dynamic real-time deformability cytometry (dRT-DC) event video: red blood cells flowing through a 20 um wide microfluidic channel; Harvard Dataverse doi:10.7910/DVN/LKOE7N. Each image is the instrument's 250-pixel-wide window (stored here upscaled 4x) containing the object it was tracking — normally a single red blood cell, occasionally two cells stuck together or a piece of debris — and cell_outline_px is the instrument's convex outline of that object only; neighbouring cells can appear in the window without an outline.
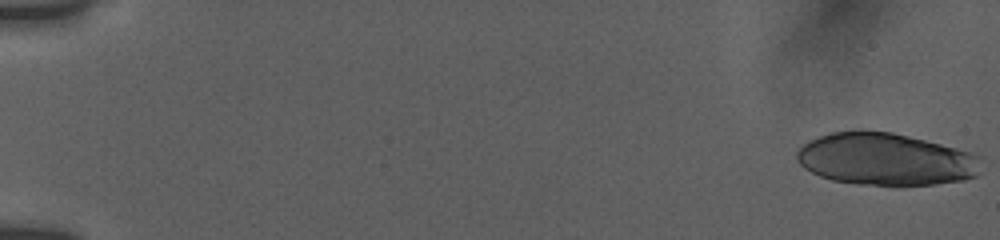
{"species": "human", "species_latin": "Homo sapiens", "temperature_condition": "room temperature", "stored_images_in_passage": 42, "camera_frame_rate_fps": 3000, "um_per_image_px": 0.085, "donor": {"sex": "female"}, "frame": {"image": 1, "passage_image": 1, "time_ms": 0.0, "image_size_px": [1000, 240], "cell_outline_px": [[980, 172], [976, 176], [964, 180], [932, 184], [860, 184], [832, 180], [820, 176], [804, 168], [796, 160], [796, 152], [808, 140], [832, 132], [860, 128], [864, 128], [892, 132], [972, 152], [980, 156]], "centroid_in_image_um": [75.25, 13.5], "position_along_channel_um": 9.7, "area_um2": 56.36}}
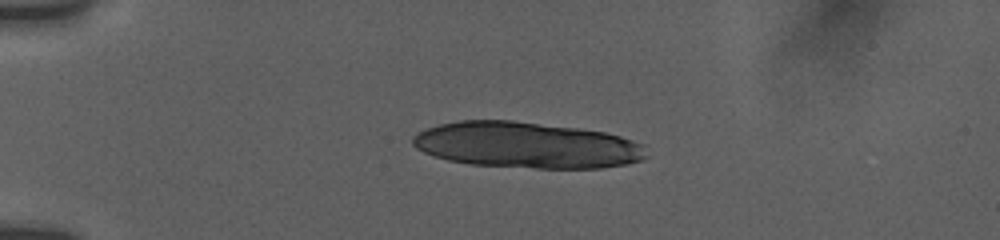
{"frame": {"image": 2, "passage_image": 25, "time_ms": 4.333, "image_size_px": [1000, 240], "cell_outline_px": [[648, 156], [644, 160], [628, 164], [600, 168], [536, 168], [468, 164], [448, 160], [424, 152], [416, 148], [412, 144], [412, 136], [428, 128], [440, 124], [460, 120], [512, 120], [580, 128], [604, 132], [620, 136], [644, 144]], "centroid_in_image_um": [44.81, 12.33], "position_along_channel_um": 40.2, "area_um2": 63.0}}